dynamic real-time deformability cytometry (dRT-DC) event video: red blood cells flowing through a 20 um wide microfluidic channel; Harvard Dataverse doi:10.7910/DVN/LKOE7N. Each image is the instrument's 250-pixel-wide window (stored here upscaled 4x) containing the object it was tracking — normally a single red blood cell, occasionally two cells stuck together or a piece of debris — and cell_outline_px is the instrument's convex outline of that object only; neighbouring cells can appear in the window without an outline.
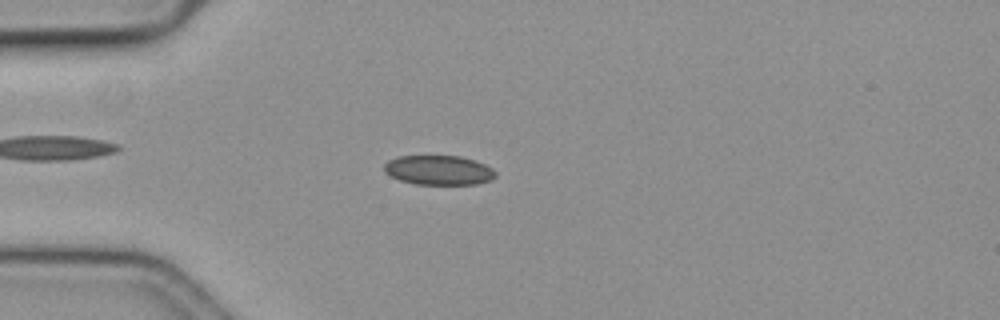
{"species": "common noctule bat (a hibernating species)", "species_latin": "Nyctalus noctula", "temperature_condition": "cold", "stored_images_in_passage": 57, "camera_frame_rate_fps": 3000, "um_per_image_px": 0.085, "animal": {"sex": "female", "body_mass_g": 19.3, "forearm_length_mm": 54.1}, "frame": {"image": 1, "passage_image": 16, "time_ms": 5.0, "image_size_px": [1000, 320], "cell_outline_px": [[496, 176], [492, 180], [476, 184], [416, 184], [400, 180], [384, 172], [384, 164], [388, 160], [400, 156], [460, 156], [476, 160], [492, 168], [496, 172]], "centroid_in_image_um": [37.31, 14.46], "position_along_channel_um": 47.7, "area_um2": 19.19}}
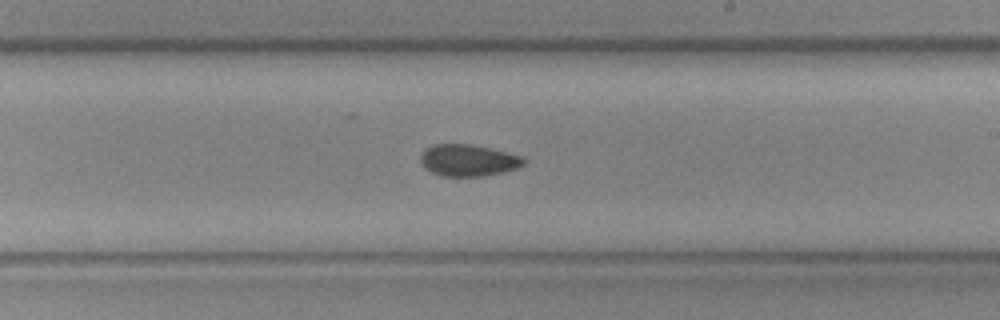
{"frame": {"image": 2, "passage_image": 34, "time_ms": 11.0, "image_size_px": [1000, 320], "cell_outline_px": [[524, 164], [516, 168], [504, 172], [480, 176], [440, 176], [424, 168], [420, 164], [420, 156], [424, 148], [432, 144], [472, 144], [492, 148], [520, 156], [524, 160]], "centroid_in_image_um": [39.73, 13.62], "position_along_channel_um": 249.3, "area_um2": 19.19}}
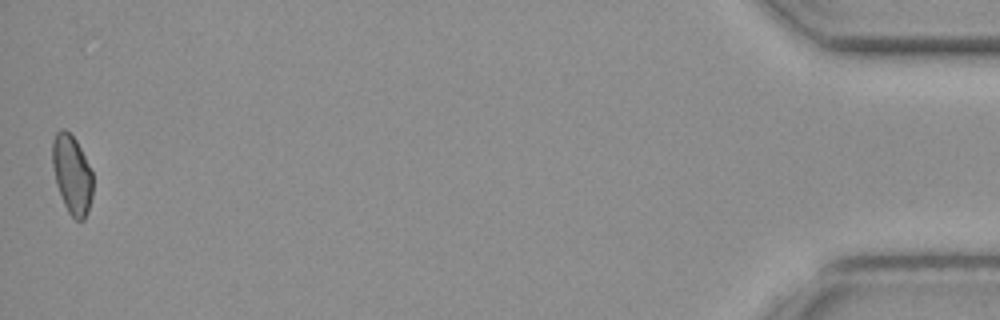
{"frame": {"image": 3, "passage_image": 57, "time_ms": 18.667, "image_size_px": [1000, 320], "cell_outline_px": [[92, 196], [88, 212], [84, 220], [76, 220], [68, 212], [60, 196], [56, 184], [52, 164], [52, 140], [56, 132], [60, 128], [64, 128], [76, 140], [92, 172]], "centroid_in_image_um": [6.1, 14.83], "position_along_channel_um": 429.1, "area_um2": 18.61}, "authors_computed_cell_mechanics": {"area_um2": 19.2474, "velocity_mm_per_s": 3.6389, "shape_relaxation_time_tau1_ms": null, "shape_relaxation_time_tau2_ms": 4.9307, "deformation_change_tau1": null, "deformation_change_tau2": 0.0841}}